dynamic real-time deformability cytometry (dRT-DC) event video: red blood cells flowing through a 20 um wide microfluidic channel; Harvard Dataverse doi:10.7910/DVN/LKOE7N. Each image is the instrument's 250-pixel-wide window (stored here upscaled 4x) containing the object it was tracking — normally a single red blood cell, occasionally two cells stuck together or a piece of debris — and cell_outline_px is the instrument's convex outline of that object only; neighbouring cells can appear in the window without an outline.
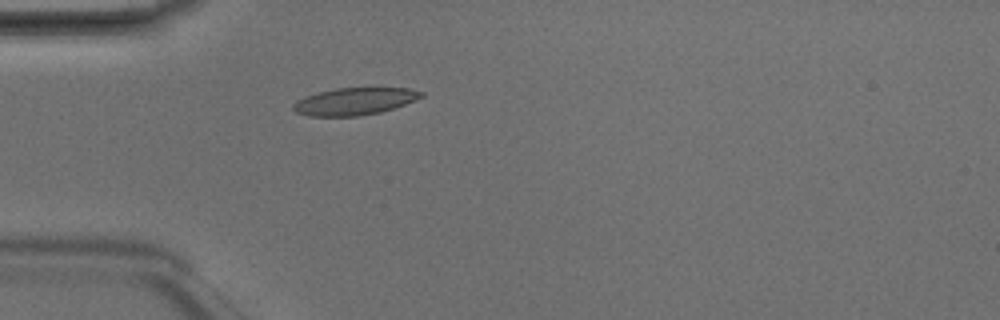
{"species": "Egyptian fruit bat (a non-hibernating species)", "species_latin": "Rousettus aegyptiacus", "temperature_condition": "room temperature", "stored_images_in_passage": 4, "camera_frame_rate_fps": 3000, "um_per_image_px": 0.085, "animal": {"sex": "male"}, "frame": {"image": 1, "passage_image": 4, "time_ms": 1.0, "image_size_px": [1000, 320], "cell_outline_px": [[424, 96], [416, 100], [380, 112], [360, 116], [308, 116], [296, 112], [292, 108], [292, 104], [296, 100], [320, 92], [336, 88], [408, 88], [424, 92]], "centroid_in_image_um": [30.14, 8.62], "position_along_channel_um": 54.9, "area_um2": 20.17}}